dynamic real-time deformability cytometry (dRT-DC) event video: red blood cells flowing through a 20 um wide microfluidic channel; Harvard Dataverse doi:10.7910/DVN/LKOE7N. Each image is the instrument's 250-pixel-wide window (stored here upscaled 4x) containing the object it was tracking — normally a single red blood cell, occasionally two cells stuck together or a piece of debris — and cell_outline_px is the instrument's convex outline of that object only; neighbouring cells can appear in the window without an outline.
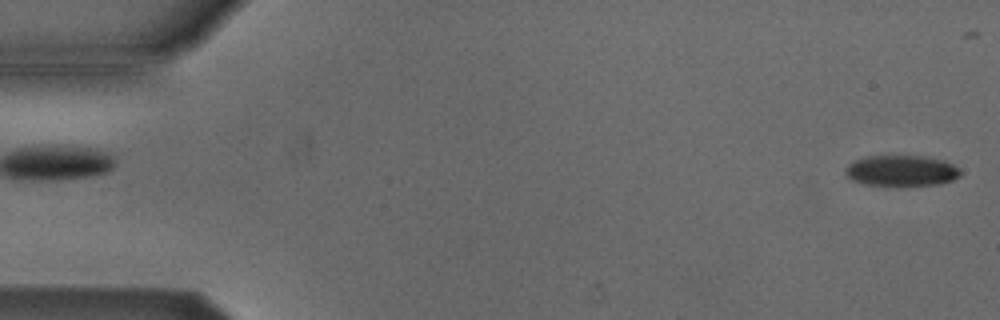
{"species": "Egyptian fruit bat (a non-hibernating species)", "species_latin": "Rousettus aegyptiacus", "temperature_condition": "cold", "stored_images_in_passage": 23, "camera_frame_rate_fps": 3000, "um_per_image_px": 0.085, "animal": {"sex": "male"}, "frame": {"image": 1, "passage_image": 1, "time_ms": 0.0, "image_size_px": [1000, 320], "cell_outline_px": [[960, 176], [952, 180], [940, 184], [904, 188], [864, 184], [852, 180], [844, 172], [844, 168], [852, 160], [868, 156], [928, 156], [944, 160], [960, 168]], "centroid_in_image_um": [76.62, 14.54], "position_along_channel_um": 8.4, "area_um2": 21.56}}
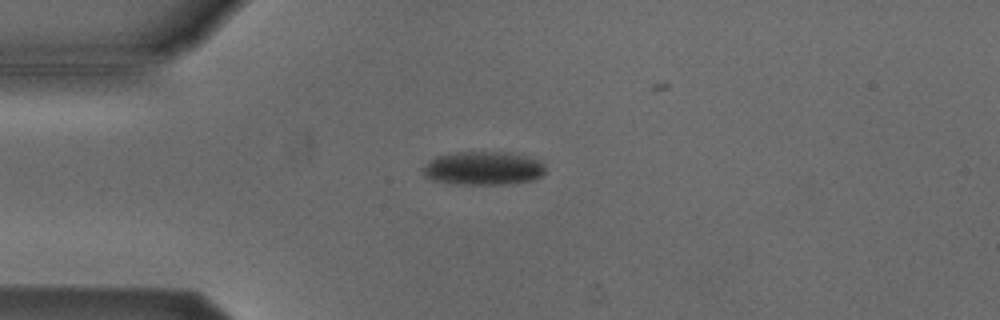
{"frame": {"image": 2, "passage_image": 13, "time_ms": 4.0, "image_size_px": [1000, 320], "cell_outline_px": [[544, 172], [536, 180], [504, 184], [460, 184], [432, 180], [424, 176], [420, 168], [428, 160], [436, 156], [456, 152], [504, 152], [532, 156], [540, 160], [544, 164]], "centroid_in_image_um": [41.06, 14.29], "position_along_channel_um": 43.9, "area_um2": 24.28}}
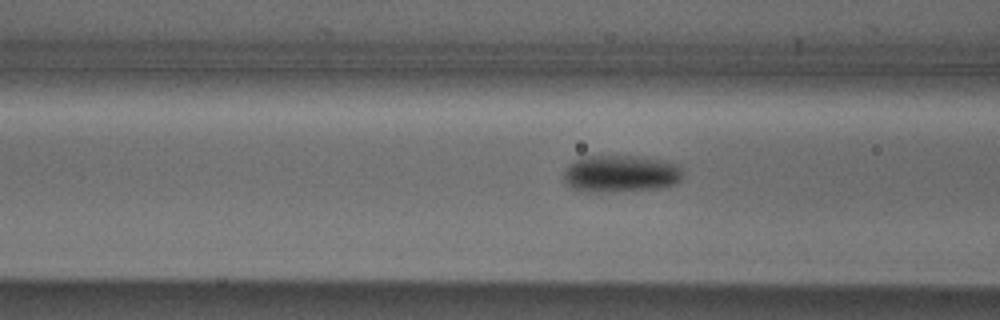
{"frame": {"image": 3, "passage_image": 20, "time_ms": 6.333, "image_size_px": [1000, 320], "cell_outline_px": [[684, 172], [680, 180], [676, 184], [664, 188], [596, 192], [584, 192], [572, 188], [564, 184], [564, 172], [568, 164], [584, 156], [632, 156], [664, 160], [676, 164]], "centroid_in_image_um": [52.75, 14.77], "position_along_channel_um": 113.9, "area_um2": 25.95}}